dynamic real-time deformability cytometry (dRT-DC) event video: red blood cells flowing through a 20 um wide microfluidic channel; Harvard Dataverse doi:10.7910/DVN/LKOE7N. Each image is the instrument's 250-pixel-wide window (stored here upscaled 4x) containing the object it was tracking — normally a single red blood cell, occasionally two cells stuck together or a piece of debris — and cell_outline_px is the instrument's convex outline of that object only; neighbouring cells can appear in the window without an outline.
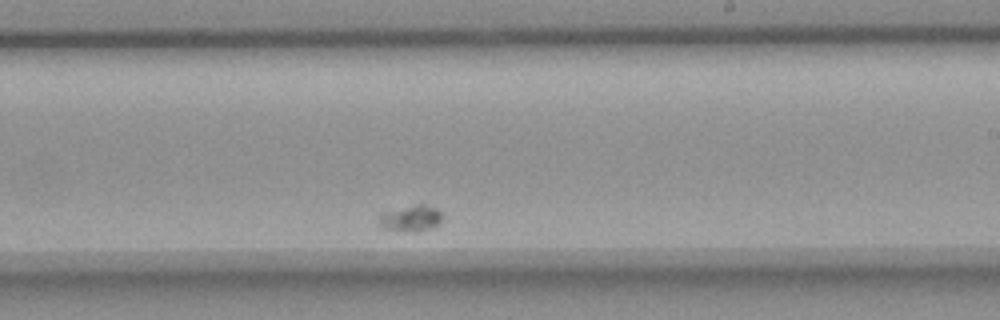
{"species": "common noctule bat (a hibernating species)", "species_latin": "Nyctalus noctula", "temperature_condition": "room temperature", "stored_images_in_passage": 52, "camera_frame_rate_fps": 3000, "um_per_image_px": 0.085, "animal": {"sex": "female", "body_mass_g": 18.4}, "frame": {"image": 1, "passage_image": 40, "time_ms": 13.0, "image_size_px": [1000, 320], "cell_outline_px": [[440, 220], [436, 224], [420, 232], [412, 232], [384, 228], [376, 224], [380, 212], [420, 200], [436, 208], [440, 212]], "centroid_in_image_um": [34.83, 18.47], "position_along_channel_um": 254.2, "area_um2": 10.29}}